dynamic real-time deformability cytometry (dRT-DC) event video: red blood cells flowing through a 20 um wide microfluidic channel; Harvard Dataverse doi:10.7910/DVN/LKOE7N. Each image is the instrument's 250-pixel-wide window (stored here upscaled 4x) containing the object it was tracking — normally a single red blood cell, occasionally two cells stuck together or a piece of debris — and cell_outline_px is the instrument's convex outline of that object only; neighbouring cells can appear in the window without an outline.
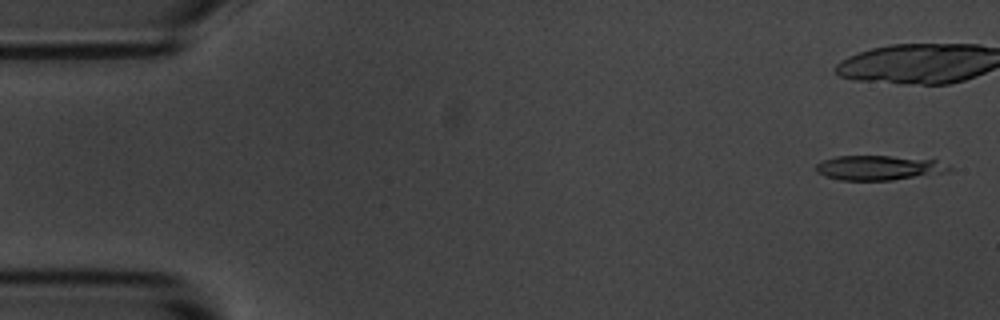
{"species": "common noctule bat (a hibernating species)", "species_latin": "Nyctalus noctula", "temperature_condition": "room temperature", "stored_images_in_passage": 5, "camera_frame_rate_fps": 3000, "um_per_image_px": 0.085, "animal": {"sex": "male", "body_mass_g": 20.1, "forearm_length_mm": 53.5}, "frame": {"image": 1, "passage_image": 1, "time_ms": 0.0, "image_size_px": [1000, 320], "cell_outline_px": [[952, 168], [948, 172], [892, 180], [840, 180], [824, 176], [816, 172], [816, 164], [820, 160], [836, 156], [892, 156], [936, 160], [948, 164]], "centroid_in_image_um": [74.67, 14.26], "position_along_channel_um": 10.3, "area_um2": 19.25}}